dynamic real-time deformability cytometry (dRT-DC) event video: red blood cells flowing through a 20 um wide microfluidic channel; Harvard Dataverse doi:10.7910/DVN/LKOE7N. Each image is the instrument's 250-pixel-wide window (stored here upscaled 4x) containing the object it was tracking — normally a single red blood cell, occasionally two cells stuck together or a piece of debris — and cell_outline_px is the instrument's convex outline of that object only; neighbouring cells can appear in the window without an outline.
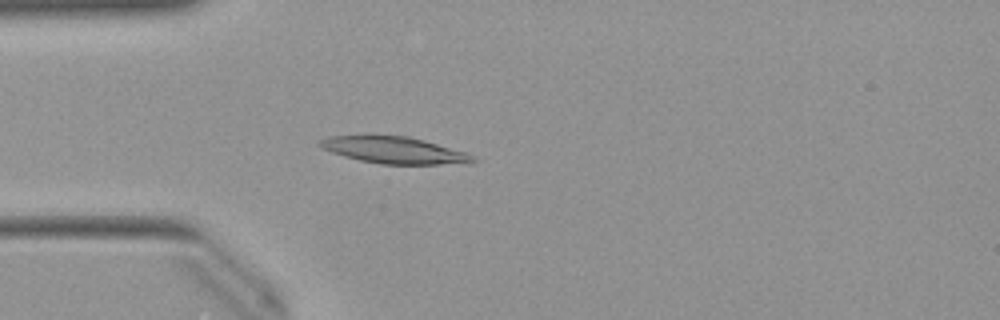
{"species": "Egyptian fruit bat (a non-hibernating species)", "species_latin": "Rousettus aegyptiacus", "temperature_condition": "warm", "stored_images_in_passage": 37, "camera_frame_rate_fps": 3000, "um_per_image_px": 0.085, "animal": {"sex": "female"}, "frame": {"image": 1, "passage_image": 5, "time_ms": 1.333, "image_size_px": [1000, 320], "cell_outline_px": [[480, 160], [472, 164], [380, 164], [360, 160], [344, 156], [332, 152], [316, 144], [320, 140], [328, 136], [364, 132], [372, 132], [408, 136], [424, 140], [468, 152], [476, 156]], "centroid_in_image_um": [33.52, 12.71], "position_along_channel_um": 51.5, "area_um2": 25.26}}
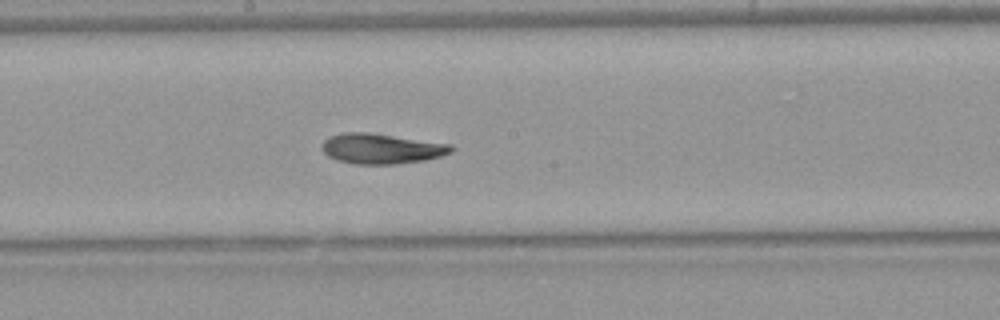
{"frame": {"image": 2, "passage_image": 18, "time_ms": 5.667, "image_size_px": [1000, 320], "cell_outline_px": [[456, 148], [452, 152], [440, 156], [424, 160], [396, 164], [356, 164], [336, 160], [328, 156], [320, 148], [324, 140], [328, 136], [344, 132], [372, 132], [452, 144]], "centroid_in_image_um": [32.42, 12.62], "position_along_channel_um": 215.8, "area_um2": 23.12}}
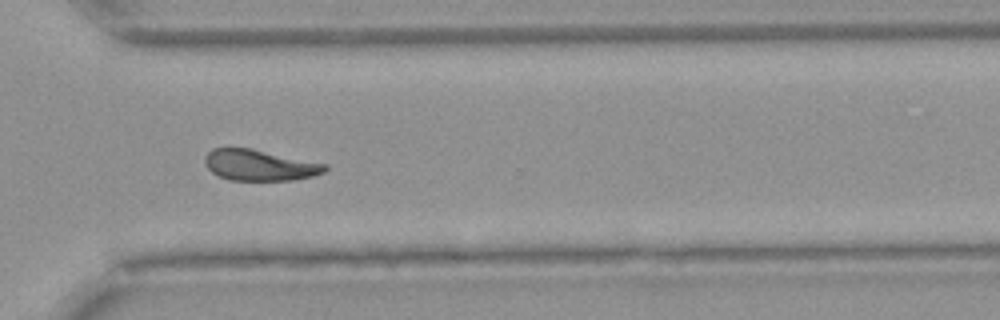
{"frame": {"image": 3, "passage_image": 28, "time_ms": 9.0, "image_size_px": [1000, 320], "cell_outline_px": [[328, 168], [324, 172], [312, 176], [292, 180], [228, 180], [212, 172], [204, 164], [204, 156], [212, 148], [252, 148], [328, 164]], "centroid_in_image_um": [22.06, 14.03], "position_along_channel_um": 348.5, "area_um2": 21.79}, "authors_computed_cell_mechanics": {"area_um2": 22.4842, "velocity_mm_per_s": 3.9727, "shape_relaxation_time_tau1_ms": 7.7749, "shape_relaxation_time_tau2_ms": 4.9142, "deformation_change_tau1": 0.1989, "deformation_change_tau2": 0.114}}